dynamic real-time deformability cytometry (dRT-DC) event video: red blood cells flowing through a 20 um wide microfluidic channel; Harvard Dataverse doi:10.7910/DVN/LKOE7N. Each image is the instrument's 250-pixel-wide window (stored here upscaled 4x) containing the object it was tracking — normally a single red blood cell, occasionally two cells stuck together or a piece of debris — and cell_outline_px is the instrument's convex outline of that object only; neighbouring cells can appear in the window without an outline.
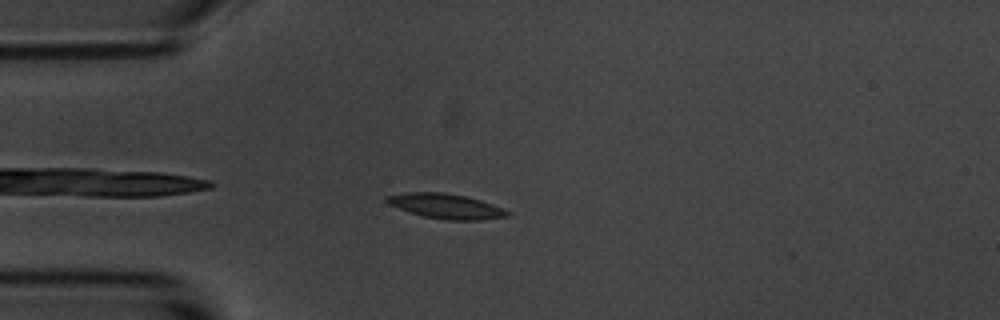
{"species": "common noctule bat (a hibernating species)", "species_latin": "Nyctalus noctula", "temperature_condition": "room temperature", "stored_images_in_passage": 38, "camera_frame_rate_fps": 3000, "um_per_image_px": 0.085, "animal": {"sex": "male", "body_mass_g": 20.1, "forearm_length_mm": 53.5}, "frame": {"image": 1, "passage_image": 3, "time_ms": 0.667, "image_size_px": [1000, 320], "cell_outline_px": [[508, 216], [480, 220], [444, 220], [424, 216], [388, 204], [384, 200], [384, 196], [408, 192], [444, 192], [468, 196], [504, 208], [508, 212]], "centroid_in_image_um": [37.9, 17.51], "position_along_channel_um": 47.1, "area_um2": 17.46}}
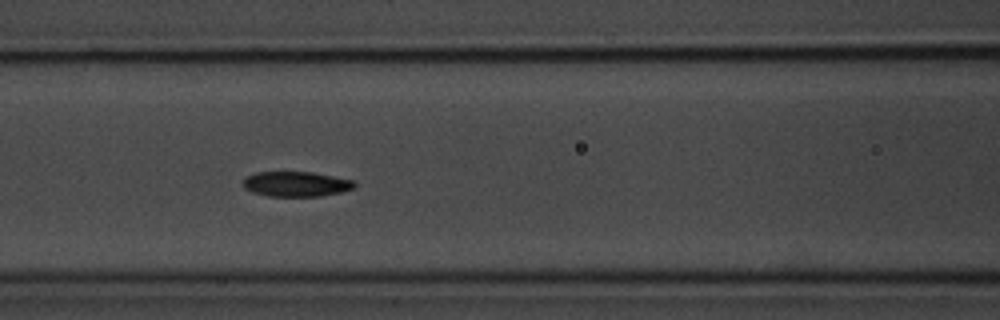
{"frame": {"image": 2, "passage_image": 12, "time_ms": 3.667, "image_size_px": [1000, 320], "cell_outline_px": [[356, 188], [340, 192], [320, 196], [268, 196], [252, 192], [244, 188], [244, 180], [248, 176], [256, 172], [312, 172], [356, 180]], "centroid_in_image_um": [25.22, 15.64], "position_along_channel_um": 141.4, "area_um2": 16.3}}
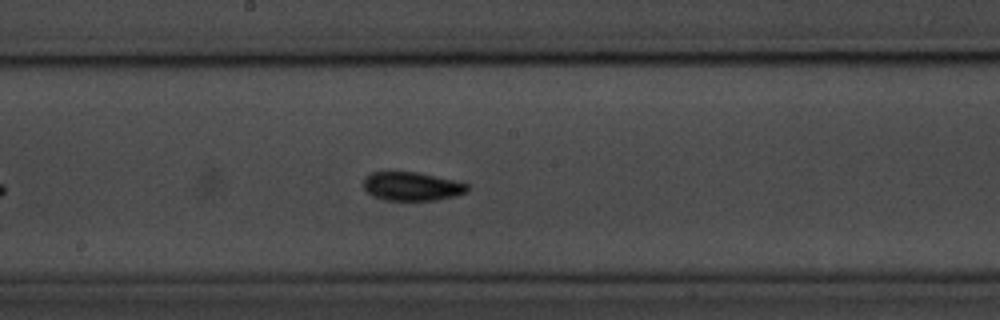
{"frame": {"image": 3, "passage_image": 18, "time_ms": 5.667, "image_size_px": [1000, 320], "cell_outline_px": [[468, 192], [436, 200], [384, 200], [372, 196], [364, 188], [364, 176], [372, 172], [420, 172], [468, 184]], "centroid_in_image_um": [34.98, 15.84], "position_along_channel_um": 213.2, "area_um2": 17.28}, "authors_computed_cell_mechanics": {"area_um2": 16.762, "velocity_mm_per_s": 3.5909, "shape_relaxation_time_tau1_ms": 2.2467, "shape_relaxation_time_tau2_ms": 4.6516, "deformation_change_tau1": 0.1342, "deformation_change_tau2": 0.1142}}